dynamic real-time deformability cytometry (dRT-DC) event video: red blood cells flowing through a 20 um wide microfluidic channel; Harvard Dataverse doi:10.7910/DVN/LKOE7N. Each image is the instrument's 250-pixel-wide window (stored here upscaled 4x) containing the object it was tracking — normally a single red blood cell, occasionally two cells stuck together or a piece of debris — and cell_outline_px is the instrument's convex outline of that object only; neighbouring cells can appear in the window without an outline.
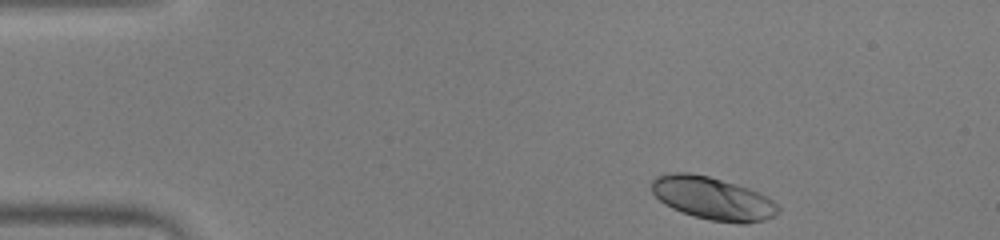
{"species": "human", "species_latin": "Homo sapiens", "temperature_condition": "warm", "stored_images_in_passage": 45, "camera_frame_rate_fps": 3000, "um_per_image_px": 0.085, "donor": {"sex": "male"}, "frame": {"image": 1, "passage_image": 1, "time_ms": 0.0, "image_size_px": [1000, 240], "cell_outline_px": [[780, 212], [764, 220], [744, 224], [740, 224], [712, 220], [692, 216], [672, 208], [664, 204], [652, 192], [652, 180], [656, 176], [672, 172], [688, 172], [708, 176], [748, 188], [768, 196], [780, 208]], "centroid_in_image_um": [60.58, 16.86], "position_along_channel_um": 24.4, "area_um2": 31.5}}
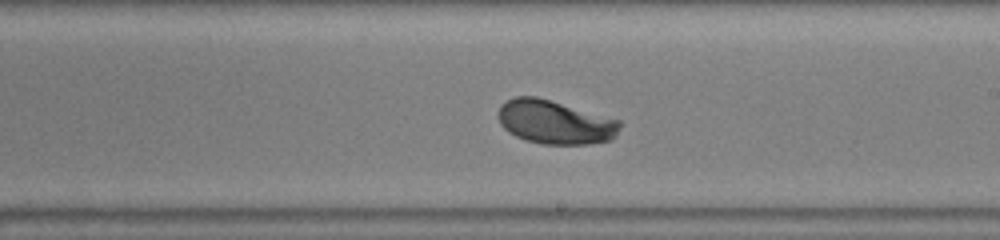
{"frame": {"image": 2, "passage_image": 24, "time_ms": 7.667, "image_size_px": [1000, 240], "cell_outline_px": [[620, 128], [616, 136], [612, 140], [588, 144], [544, 144], [528, 140], [516, 136], [508, 132], [500, 124], [496, 112], [500, 104], [516, 96], [536, 96], [620, 120]], "centroid_in_image_um": [47.15, 10.38], "position_along_channel_um": 241.8, "area_um2": 31.04}}
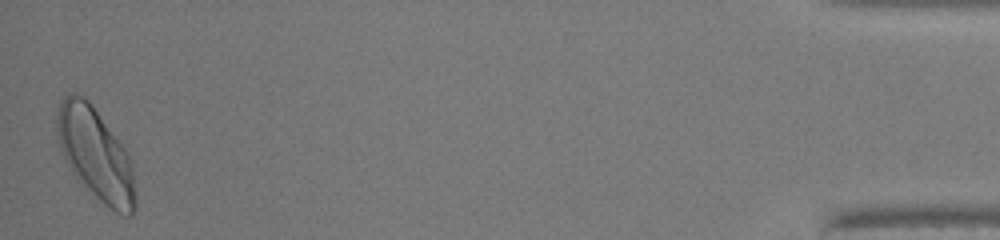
{"frame": {"image": 3, "passage_image": 45, "time_ms": 14.667, "image_size_px": [1000, 240], "cell_outline_px": [[136, 208], [128, 216], [124, 216], [116, 212], [104, 204], [76, 180], [60, 148], [56, 132], [56, 112], [60, 100], [68, 92], [76, 92], [84, 96], [92, 104], [124, 148], [128, 156], [132, 168], [136, 196]], "centroid_in_image_um": [8.09, 13.08], "position_along_channel_um": 427.1, "area_um2": 42.14}, "authors_computed_cell_mechanics": {"area_um2": 31.3854, "velocity_mm_per_s": 3.9359, "shape_relaxation_time_tau1_ms": 2.1079, "shape_relaxation_time_tau2_ms": null, "deformation_change_tau1": 0.1341, "deformation_change_tau2": null}}